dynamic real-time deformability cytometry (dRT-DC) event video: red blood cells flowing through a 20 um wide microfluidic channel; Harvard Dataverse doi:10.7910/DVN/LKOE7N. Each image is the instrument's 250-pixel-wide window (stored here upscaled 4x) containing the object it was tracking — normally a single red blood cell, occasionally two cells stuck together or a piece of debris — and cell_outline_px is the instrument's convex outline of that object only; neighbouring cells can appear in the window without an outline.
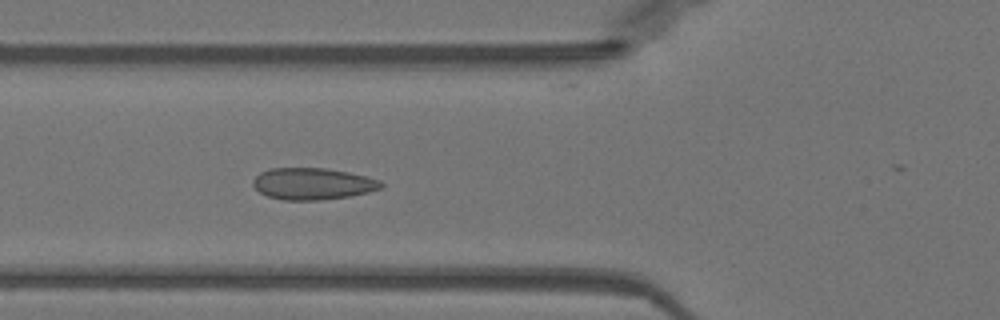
{"species": "Egyptian fruit bat (a non-hibernating species)", "species_latin": "Rousettus aegyptiacus", "temperature_condition": "warm", "stored_images_in_passage": 22, "camera_frame_rate_fps": 3000, "um_per_image_px": 0.085, "animal": {"sex": "female"}, "frame": {"image": 1, "passage_image": 18, "time_ms": 5.667, "image_size_px": [1000, 320], "cell_outline_px": [[384, 184], [380, 188], [368, 192], [352, 196], [320, 200], [284, 200], [268, 196], [260, 192], [252, 184], [252, 180], [260, 172], [272, 168], [324, 168], [348, 172], [368, 176], [380, 180]], "centroid_in_image_um": [26.59, 15.62], "position_along_channel_um": 99.2, "area_um2": 23.7}}
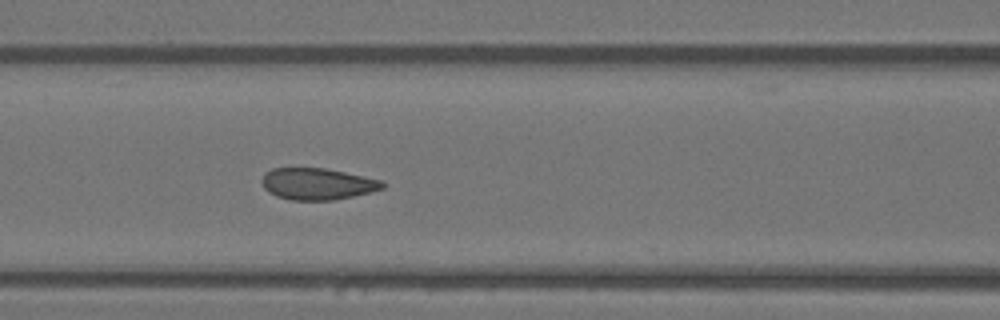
{"frame": {"image": 2, "passage_image": 21, "time_ms": 6.667, "image_size_px": [1000, 320], "cell_outline_px": [[384, 188], [352, 196], [332, 200], [292, 200], [276, 196], [268, 192], [264, 188], [260, 180], [264, 172], [272, 168], [324, 168], [344, 172], [380, 180], [384, 184]], "centroid_in_image_um": [26.89, 15.62], "position_along_channel_um": 139.7, "area_um2": 22.08}}